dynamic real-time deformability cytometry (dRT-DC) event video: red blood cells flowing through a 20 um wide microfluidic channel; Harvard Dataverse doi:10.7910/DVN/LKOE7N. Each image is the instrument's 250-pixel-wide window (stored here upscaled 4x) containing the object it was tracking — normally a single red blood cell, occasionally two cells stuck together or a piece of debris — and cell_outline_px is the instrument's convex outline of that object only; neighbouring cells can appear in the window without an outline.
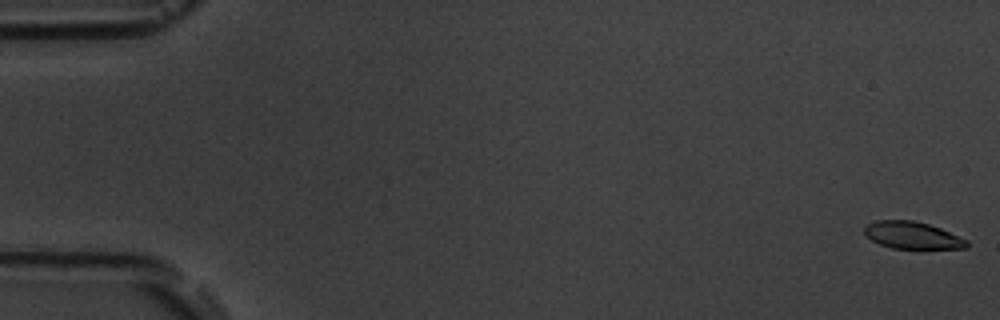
{"species": "common noctule bat (a hibernating species)", "species_latin": "Nyctalus noctula", "temperature_condition": "room temperature", "stored_images_in_passage": 6, "camera_frame_rate_fps": 3000, "um_per_image_px": 0.085, "animal": {"sex": "male", "body_mass_g": 19.5, "forearm_length_mm": 54.6}, "frame": {"image": 1, "passage_image": 1, "time_ms": 0.0, "image_size_px": [1000, 320], "cell_outline_px": [[968, 248], [892, 248], [880, 244], [864, 236], [864, 228], [868, 224], [876, 220], [912, 220], [928, 224], [940, 228], [968, 240]], "centroid_in_image_um": [77.53, 19.99], "position_along_channel_um": 7.5, "area_um2": 16.07}}
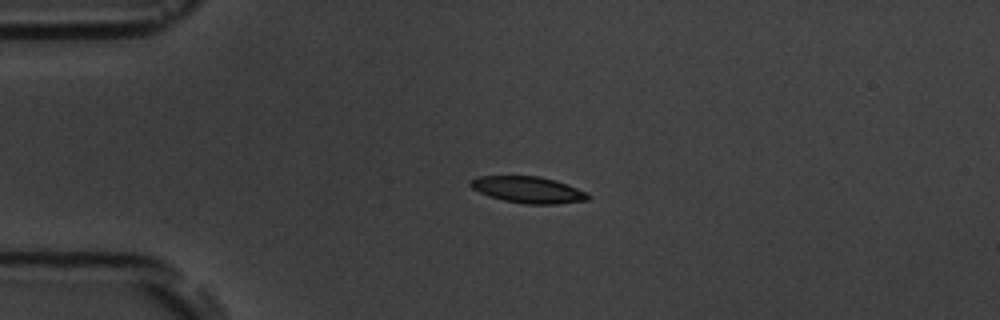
{"frame": {"image": 2, "passage_image": 4, "time_ms": 4.333, "image_size_px": [1000, 320], "cell_outline_px": [[588, 200], [556, 204], [524, 204], [504, 200], [488, 196], [472, 188], [468, 184], [468, 180], [480, 176], [540, 176], [556, 180], [568, 184], [588, 192]], "centroid_in_image_um": [44.88, 16.12], "position_along_channel_um": 40.1, "area_um2": 18.26}}
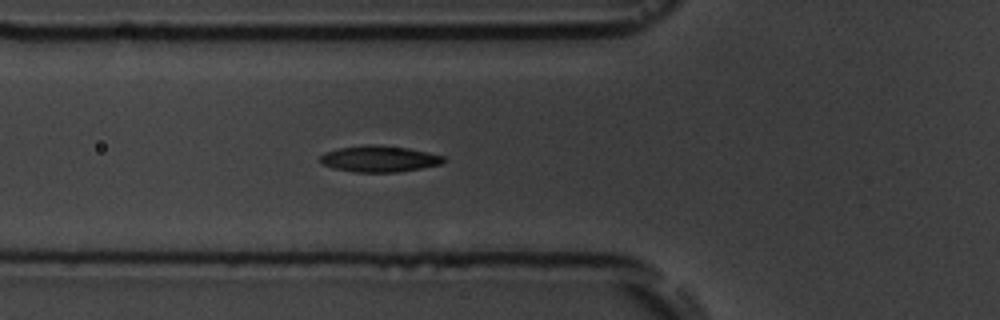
{"frame": {"image": 3, "passage_image": 6, "time_ms": 6.667, "image_size_px": [1000, 320], "cell_outline_px": [[448, 160], [440, 164], [400, 172], [356, 172], [332, 168], [324, 164], [320, 160], [320, 156], [324, 152], [340, 148], [364, 144], [376, 144], [408, 148], [428, 152], [444, 156]], "centroid_in_image_um": [32.25, 13.49], "position_along_channel_um": 93.5, "area_um2": 18.96}}